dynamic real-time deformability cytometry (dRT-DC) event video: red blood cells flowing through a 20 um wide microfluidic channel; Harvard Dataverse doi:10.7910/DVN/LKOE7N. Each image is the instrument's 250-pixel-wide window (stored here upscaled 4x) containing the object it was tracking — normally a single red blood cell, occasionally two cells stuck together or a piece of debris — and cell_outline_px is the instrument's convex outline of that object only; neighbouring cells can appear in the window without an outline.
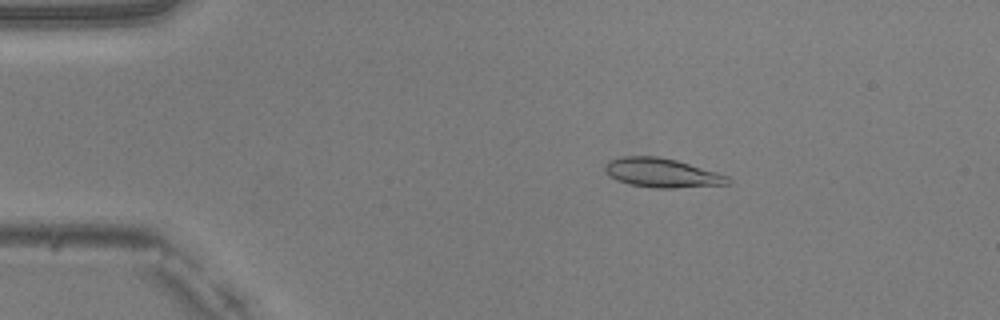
{"species": "common noctule bat (a hibernating species)", "species_latin": "Nyctalus noctula", "temperature_condition": "warm", "stored_images_in_passage": 50, "camera_frame_rate_fps": 3000, "um_per_image_px": 0.085, "animal": {"sex": "male", "body_mass_g": 20.5, "forearm_length_mm": 52.5}, "frame": {"image": 1, "passage_image": 9, "time_ms": 2.667, "image_size_px": [1000, 320], "cell_outline_px": [[732, 184], [676, 188], [652, 188], [628, 184], [616, 180], [604, 172], [604, 164], [608, 160], [624, 156], [656, 156], [676, 160], [716, 172], [728, 176], [732, 180]], "centroid_in_image_um": [56.24, 14.7], "position_along_channel_um": 28.8, "area_um2": 21.1}}
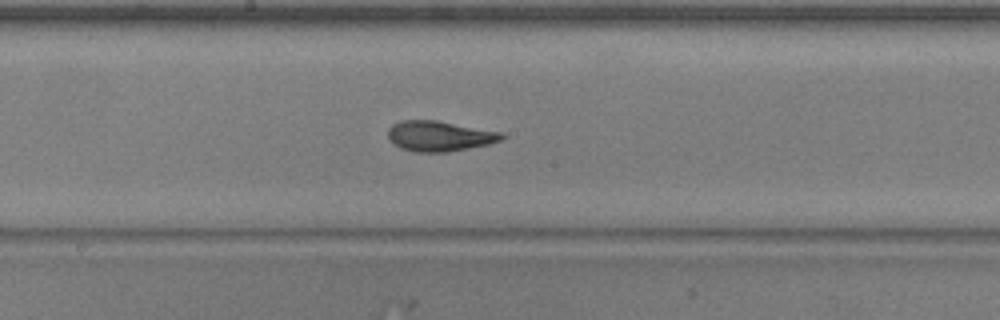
{"frame": {"image": 2, "passage_image": 27, "time_ms": 8.667, "image_size_px": [1000, 320], "cell_outline_px": [[504, 136], [500, 140], [488, 144], [444, 152], [416, 152], [400, 148], [388, 136], [388, 128], [392, 124], [400, 120], [436, 120], [504, 132]], "centroid_in_image_um": [37.35, 11.55], "position_along_channel_um": 210.9, "area_um2": 19.94}}
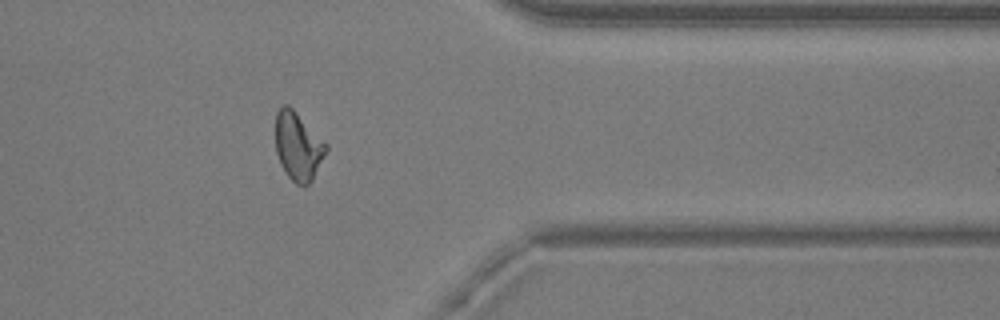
{"frame": {"image": 3, "passage_image": 41, "time_ms": 13.333, "image_size_px": [1000, 320], "cell_outline_px": [[328, 148], [312, 180], [308, 184], [296, 184], [288, 176], [280, 164], [276, 152], [276, 112], [284, 104], [288, 104], [328, 144]], "centroid_in_image_um": [25.33, 12.42], "position_along_channel_um": 386.1, "area_um2": 19.88}, "authors_computed_cell_mechanics": {"area_um2": 19.9121, "velocity_mm_per_s": 4.0348, "shape_relaxation_time_tau1_ms": 4.044, "shape_relaxation_time_tau2_ms": 1.6155, "deformation_change_tau1": 0.1917, "deformation_change_tau2": 0.0872}}